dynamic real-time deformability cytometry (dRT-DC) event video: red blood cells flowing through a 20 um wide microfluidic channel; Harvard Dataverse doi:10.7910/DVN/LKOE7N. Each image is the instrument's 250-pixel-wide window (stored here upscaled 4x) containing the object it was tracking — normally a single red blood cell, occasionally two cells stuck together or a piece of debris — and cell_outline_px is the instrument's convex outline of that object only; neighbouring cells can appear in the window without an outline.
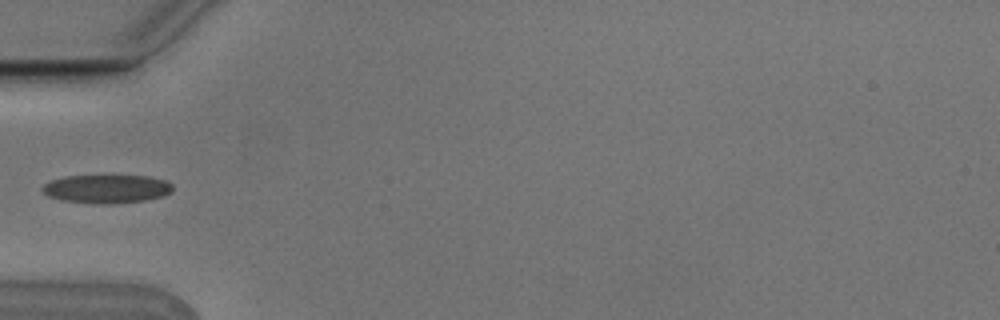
{"species": "Egyptian fruit bat (a non-hibernating species)", "species_latin": "Rousettus aegyptiacus", "temperature_condition": "cold", "stored_images_in_passage": 5, "camera_frame_rate_fps": 3000, "um_per_image_px": 0.085, "animal": {"sex": "male"}, "frame": {"image": 1, "passage_image": 4, "time_ms": 1.0, "image_size_px": [1000, 320], "cell_outline_px": [[172, 192], [164, 196], [144, 200], [112, 204], [96, 204], [64, 200], [48, 196], [40, 188], [44, 184], [52, 180], [64, 176], [152, 176], [168, 180], [172, 184]], "centroid_in_image_um": [9.11, 16.05], "position_along_channel_um": 75.9, "area_um2": 21.73}}